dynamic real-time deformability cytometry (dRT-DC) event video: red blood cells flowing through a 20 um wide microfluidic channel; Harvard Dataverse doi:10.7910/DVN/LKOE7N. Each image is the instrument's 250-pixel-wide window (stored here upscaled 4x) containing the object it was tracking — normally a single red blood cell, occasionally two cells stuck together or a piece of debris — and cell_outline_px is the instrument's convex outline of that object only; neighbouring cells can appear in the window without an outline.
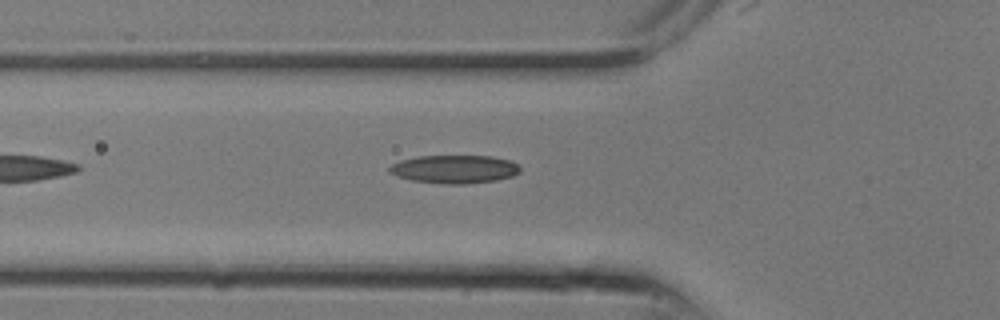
{"species": "common noctule bat (a hibernating species)", "species_latin": "Nyctalus noctula", "temperature_condition": "room temperature", "stored_images_in_passage": 8, "camera_frame_rate_fps": 3000, "um_per_image_px": 0.085, "animal": {"sex": "male", "body_mass_g": 13.3}, "frame": {"image": 1, "passage_image": 8, "time_ms": 2.333, "image_size_px": [1000, 320], "cell_outline_px": [[520, 172], [512, 176], [496, 180], [464, 184], [448, 184], [412, 180], [396, 176], [388, 172], [388, 168], [392, 164], [400, 160], [416, 156], [492, 156], [508, 160], [516, 164], [520, 168]], "centroid_in_image_um": [38.59, 14.37], "position_along_channel_um": 87.2, "area_um2": 21.44}}